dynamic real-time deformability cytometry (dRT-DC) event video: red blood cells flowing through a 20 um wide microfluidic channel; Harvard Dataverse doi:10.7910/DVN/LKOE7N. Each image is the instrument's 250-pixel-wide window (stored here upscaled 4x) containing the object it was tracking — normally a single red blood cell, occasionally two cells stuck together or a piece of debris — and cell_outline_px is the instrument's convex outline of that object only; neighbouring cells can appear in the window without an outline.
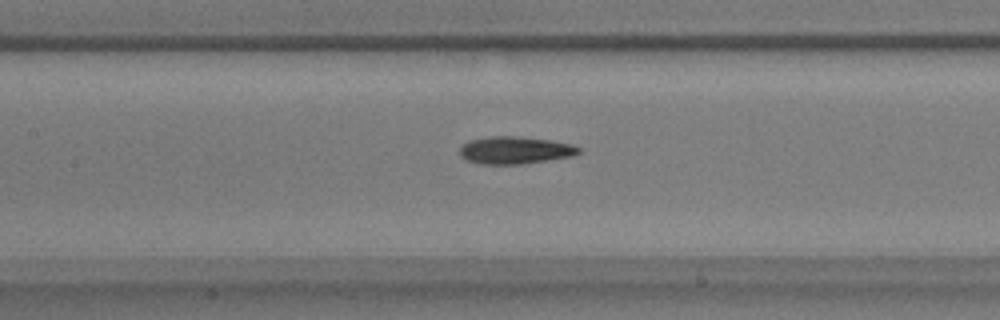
{"species": "common noctule bat (a hibernating species)", "species_latin": "Nyctalus noctula", "temperature_condition": "warm", "stored_images_in_passage": 47, "camera_frame_rate_fps": 3000, "um_per_image_px": 0.085, "animal": {"sex": "male", "body_mass_g": 17.9}, "frame": {"image": 1, "passage_image": 20, "time_ms": 6.333, "image_size_px": [1000, 320], "cell_outline_px": [[580, 152], [572, 156], [548, 160], [520, 164], [480, 164], [464, 160], [460, 156], [460, 148], [468, 140], [488, 136], [512, 136], [552, 140], [568, 144], [580, 148]], "centroid_in_image_um": [43.71, 12.77], "position_along_channel_um": 163.7, "area_um2": 18.96}}
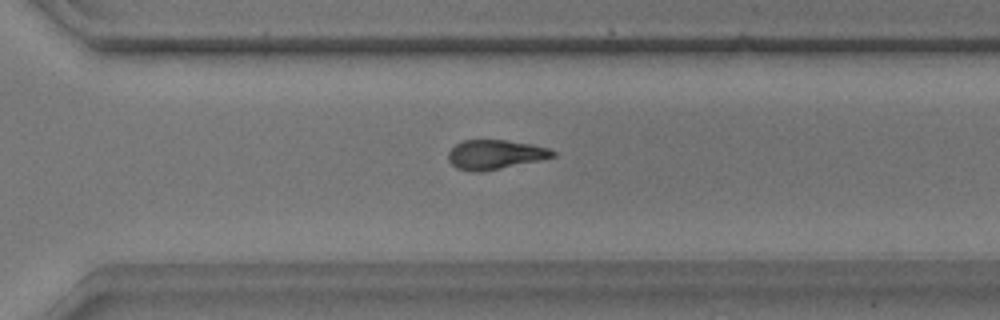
{"frame": {"image": 2, "passage_image": 34, "time_ms": 11.0, "image_size_px": [1000, 320], "cell_outline_px": [[556, 156], [540, 160], [484, 172], [472, 172], [456, 168], [448, 160], [448, 152], [456, 144], [464, 140], [504, 140], [532, 144], [548, 148], [556, 152]], "centroid_in_image_um": [42.08, 13.15], "position_along_channel_um": 328.5, "area_um2": 17.98}}
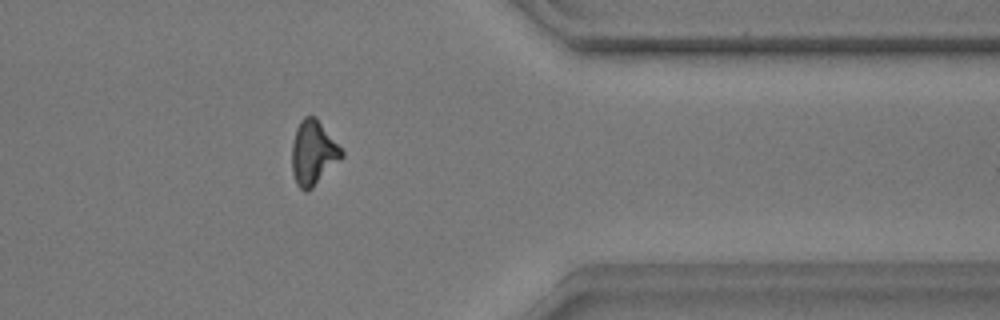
{"frame": {"image": 3, "passage_image": 40, "time_ms": 13.0, "image_size_px": [1000, 320], "cell_outline_px": [[344, 156], [308, 192], [304, 192], [296, 184], [292, 172], [292, 144], [296, 128], [300, 120], [304, 116], [316, 116], [344, 152]], "centroid_in_image_um": [26.61, 12.99], "position_along_channel_um": 384.8, "area_um2": 18.73}, "authors_computed_cell_mechanics": {"area_um2": 18.5538, "velocity_mm_per_s": 3.5392, "shape_relaxation_time_tau1_ms": 4.0251, "shape_relaxation_time_tau2_ms": 5.453, "deformation_change_tau1": 0.1434, "deformation_change_tau2": 0.136}}